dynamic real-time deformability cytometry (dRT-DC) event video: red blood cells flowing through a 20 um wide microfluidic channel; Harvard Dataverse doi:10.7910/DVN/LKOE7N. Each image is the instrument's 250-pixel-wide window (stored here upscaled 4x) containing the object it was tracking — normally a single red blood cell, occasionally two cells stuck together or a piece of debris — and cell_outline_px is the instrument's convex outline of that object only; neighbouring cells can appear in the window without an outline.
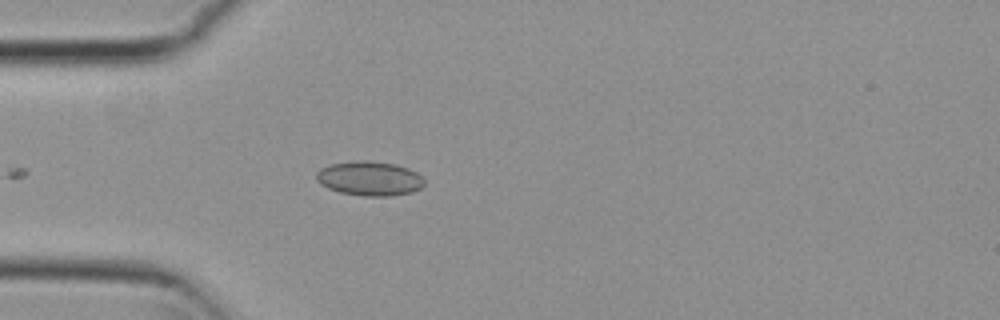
{"species": "common noctule bat (a hibernating species)", "species_latin": "Nyctalus noctula", "temperature_condition": "cold", "stored_images_in_passage": 2, "camera_frame_rate_fps": 3000, "um_per_image_px": 0.085, "animal": {"sex": "female", "body_mass_g": 29.2, "forearm_length_mm": 56.3}, "frame": {"image": 1, "passage_image": 2, "time_ms": 0.333, "image_size_px": [1000, 320], "cell_outline_px": [[424, 184], [420, 188], [412, 192], [392, 196], [364, 196], [340, 192], [328, 188], [320, 184], [316, 180], [316, 172], [320, 168], [332, 164], [360, 160], [368, 160], [396, 164], [408, 168], [416, 172], [424, 180]], "centroid_in_image_um": [31.4, 15.17], "position_along_channel_um": 53.6, "area_um2": 21.68}}